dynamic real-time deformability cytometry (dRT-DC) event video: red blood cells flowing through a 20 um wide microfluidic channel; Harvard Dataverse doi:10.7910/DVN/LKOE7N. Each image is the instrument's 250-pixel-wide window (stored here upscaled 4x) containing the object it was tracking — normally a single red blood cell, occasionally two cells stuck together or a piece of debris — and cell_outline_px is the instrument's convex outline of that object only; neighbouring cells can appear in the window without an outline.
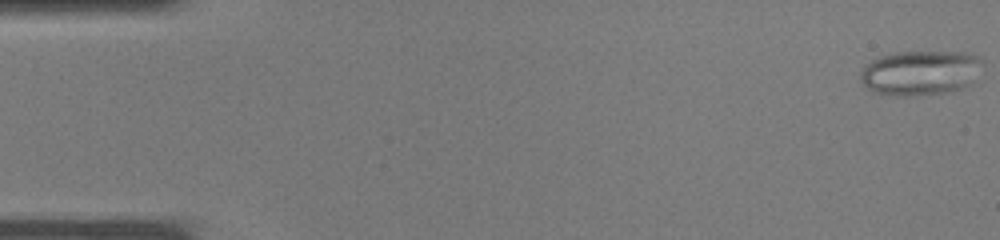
{"species": "common noctule bat (a hibernating species)", "species_latin": "Nyctalus noctula", "temperature_condition": "warm", "stored_images_in_passage": 37, "camera_frame_rate_fps": 3000, "um_per_image_px": 0.085, "animal": {"sex": "male", "body_mass_g": 19.0, "forearm_length_mm": 50.8}, "frame": {"image": 1, "passage_image": 1, "time_ms": 0.0, "image_size_px": [1000, 240], "cell_outline_px": [[984, 64], [972, 84], [960, 88], [944, 92], [908, 96], [900, 96], [872, 92], [860, 80], [860, 72], [864, 64], [880, 56], [892, 52], [964, 52], [976, 56]], "centroid_in_image_um": [78.21, 6.18], "position_along_channel_um": 6.8, "area_um2": 31.96}}
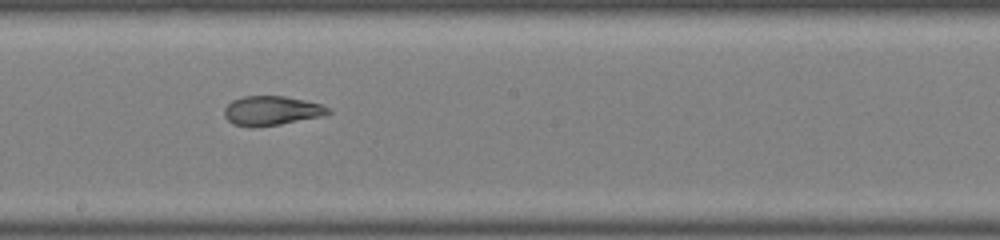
{"frame": {"image": 2, "passage_image": 21, "time_ms": 6.667, "image_size_px": [1000, 240], "cell_outline_px": [[332, 112], [320, 116], [280, 124], [252, 128], [232, 124], [224, 116], [224, 108], [232, 100], [244, 96], [284, 96], [304, 100], [320, 104], [328, 108]], "centroid_in_image_um": [23.02, 9.41], "position_along_channel_um": 225.2, "area_um2": 17.69}}
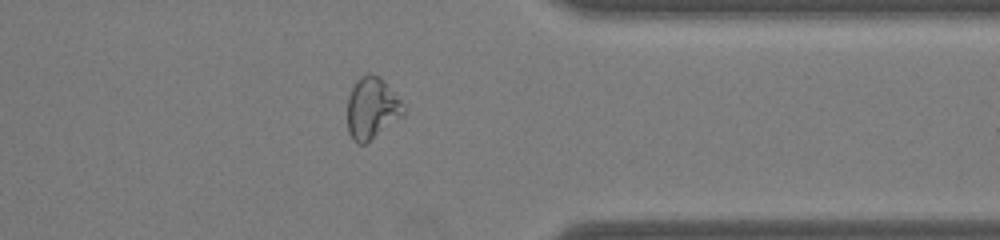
{"frame": {"image": 3, "passage_image": 30, "time_ms": 9.667, "image_size_px": [1000, 240], "cell_outline_px": [[404, 116], [364, 144], [356, 144], [352, 140], [348, 132], [348, 96], [356, 80], [360, 76], [368, 72], [372, 72], [380, 76], [404, 104]], "centroid_in_image_um": [31.61, 9.18], "position_along_channel_um": 379.8, "area_um2": 20.35}}